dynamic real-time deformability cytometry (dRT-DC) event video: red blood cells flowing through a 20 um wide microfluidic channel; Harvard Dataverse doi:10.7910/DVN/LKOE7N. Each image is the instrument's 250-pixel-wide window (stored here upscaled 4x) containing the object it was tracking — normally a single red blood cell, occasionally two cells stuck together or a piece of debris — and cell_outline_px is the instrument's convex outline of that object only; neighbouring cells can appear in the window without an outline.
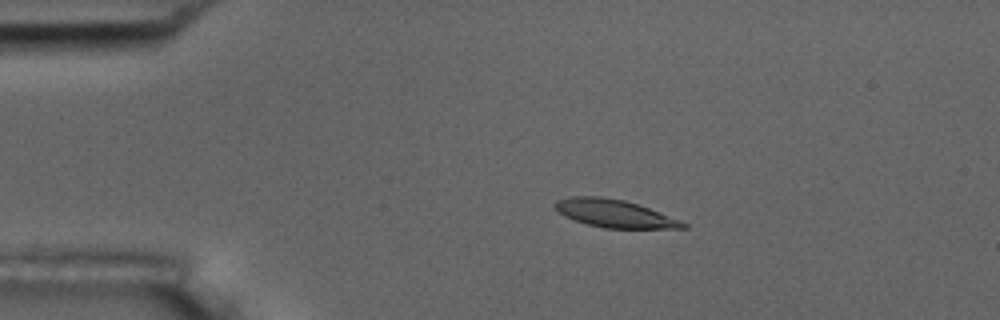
{"species": "common noctule bat (a hibernating species)", "species_latin": "Nyctalus noctula", "temperature_condition": "room temperature", "stored_images_in_passage": 5, "camera_frame_rate_fps": 3000, "um_per_image_px": 0.085, "animal": {"sex": "male", "body_mass_g": 17.5, "forearm_length_mm": 52.3}, "frame": {"image": 1, "passage_image": 3, "time_ms": 2.333, "image_size_px": [1000, 320], "cell_outline_px": [[688, 228], [604, 228], [588, 224], [564, 216], [552, 204], [556, 200], [572, 196], [600, 196], [624, 200], [648, 208], [688, 224]], "centroid_in_image_um": [52.18, 18.14], "position_along_channel_um": 32.8, "area_um2": 20.35}}
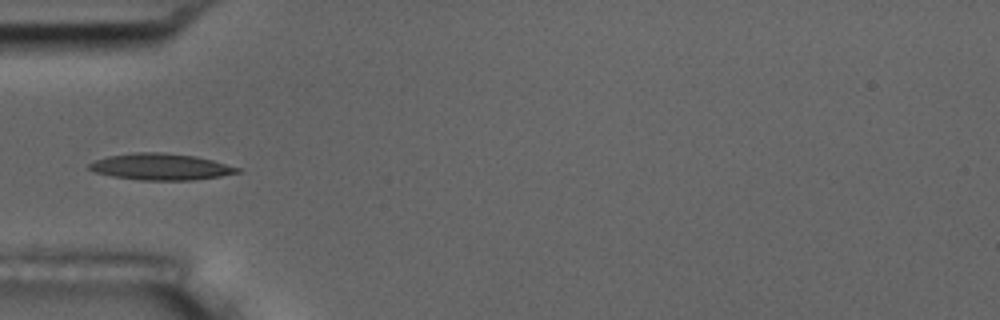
{"frame": {"image": 2, "passage_image": 5, "time_ms": 4.667, "image_size_px": [1000, 320], "cell_outline_px": [[240, 172], [220, 176], [192, 180], [140, 180], [112, 176], [96, 172], [88, 168], [88, 164], [96, 160], [108, 156], [136, 152], [164, 152], [196, 156], [212, 160], [240, 168]], "centroid_in_image_um": [13.66, 14.17], "position_along_channel_um": 71.3, "area_um2": 22.72}}